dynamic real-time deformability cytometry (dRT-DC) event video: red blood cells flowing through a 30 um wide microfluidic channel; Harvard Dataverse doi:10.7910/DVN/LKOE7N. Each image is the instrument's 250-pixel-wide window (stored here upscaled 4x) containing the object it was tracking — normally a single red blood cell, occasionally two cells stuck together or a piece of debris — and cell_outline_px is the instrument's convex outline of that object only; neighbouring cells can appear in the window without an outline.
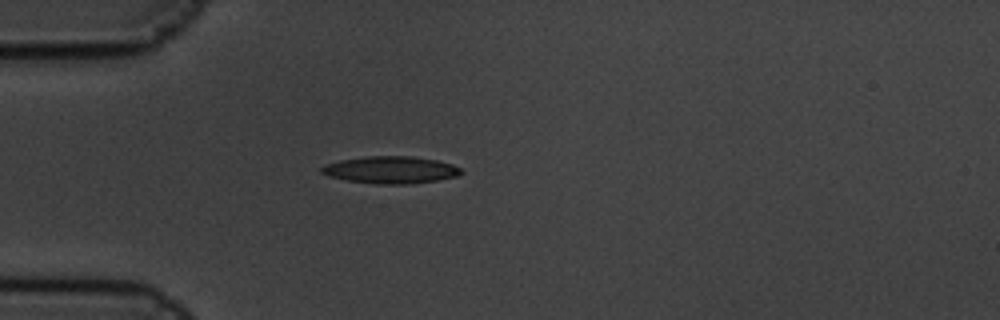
{"species": "common noctule bat (a hibernating species)", "species_latin": "Nyctalus noctula", "temperature_condition": "cold", "stored_images_in_passage": 44, "camera_frame_rate_fps": 3000, "um_per_image_px": 0.085, "animal": {"sex": "male", "body_mass_g": 19.5, "forearm_length_mm": 54.6}, "frame": {"image": 1, "passage_image": 1, "time_ms": 0.0, "image_size_px": [1000, 320], "cell_outline_px": [[464, 172], [456, 176], [436, 180], [408, 184], [376, 184], [348, 180], [328, 176], [320, 172], [320, 168], [328, 164], [340, 160], [364, 156], [412, 156], [436, 160], [452, 164], [460, 168]], "centroid_in_image_um": [33.21, 14.43], "position_along_channel_um": 51.8, "area_um2": 21.96}}
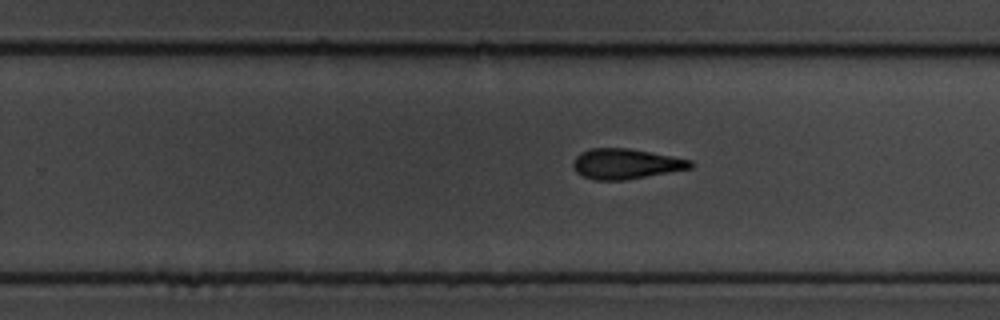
{"frame": {"image": 2, "passage_image": 22, "time_ms": 7.0, "image_size_px": [1000, 320], "cell_outline_px": [[696, 164], [692, 168], [624, 180], [592, 180], [576, 172], [572, 164], [572, 160], [580, 152], [588, 148], [628, 148], [672, 156], [692, 160]], "centroid_in_image_um": [53.18, 13.92], "position_along_channel_um": 276.6, "area_um2": 20.81}}
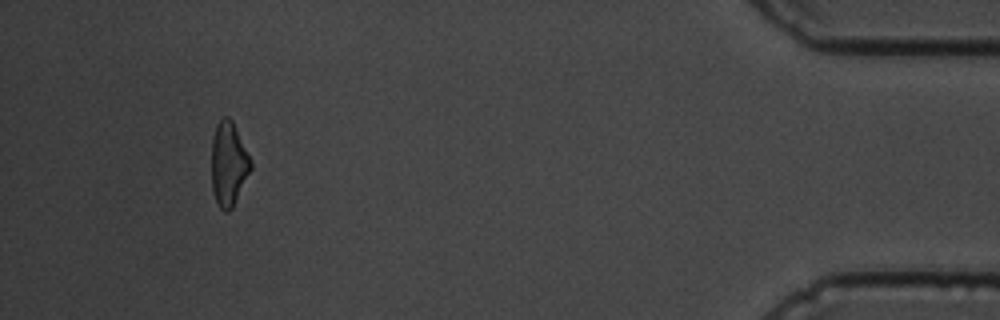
{"frame": {"image": 3, "passage_image": 40, "time_ms": 13.0, "image_size_px": [1000, 320], "cell_outline_px": [[252, 168], [232, 208], [228, 212], [224, 212], [220, 208], [216, 200], [212, 188], [212, 140], [216, 124], [224, 116], [228, 116], [232, 120], [252, 160]], "centroid_in_image_um": [19.44, 13.92], "position_along_channel_um": 415.8, "area_um2": 19.19}, "authors_computed_cell_mechanics": {"area_um2": 20.6635, "velocity_mm_per_s": 3.3692, "shape_relaxation_time_tau1_ms": 3.9478, "shape_relaxation_time_tau2_ms": 5.3297, "deformation_change_tau1": 0.1441, "deformation_change_tau2": 0.1645}}